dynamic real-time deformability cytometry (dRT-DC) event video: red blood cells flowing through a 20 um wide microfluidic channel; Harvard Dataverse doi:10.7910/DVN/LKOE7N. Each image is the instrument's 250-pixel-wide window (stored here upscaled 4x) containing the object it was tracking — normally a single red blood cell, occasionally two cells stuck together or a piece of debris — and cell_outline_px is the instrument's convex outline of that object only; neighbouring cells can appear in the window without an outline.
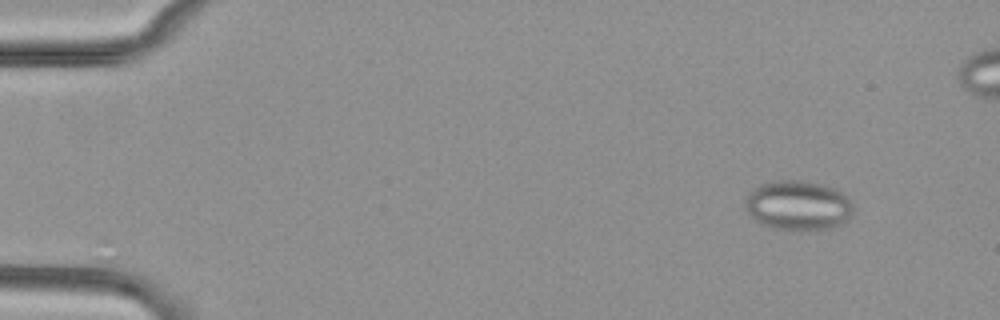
{"species": "common noctule bat (a hibernating species)", "species_latin": "Nyctalus noctula", "temperature_condition": "cold", "stored_images_in_passage": 49, "camera_frame_rate_fps": 3000, "um_per_image_px": 0.085, "animal": {"sex": "female", "body_mass_g": 29.2, "forearm_length_mm": 56.3}, "frame": {"image": 1, "passage_image": 2, "time_ms": 0.333, "image_size_px": [1000, 320], "cell_outline_px": [[852, 216], [848, 220], [832, 228], [816, 232], [772, 228], [760, 224], [748, 212], [744, 204], [748, 192], [752, 188], [760, 184], [772, 180], [800, 180], [820, 184], [836, 188], [852, 204]], "centroid_in_image_um": [67.82, 17.48], "position_along_channel_um": 17.2, "area_um2": 31.79}}
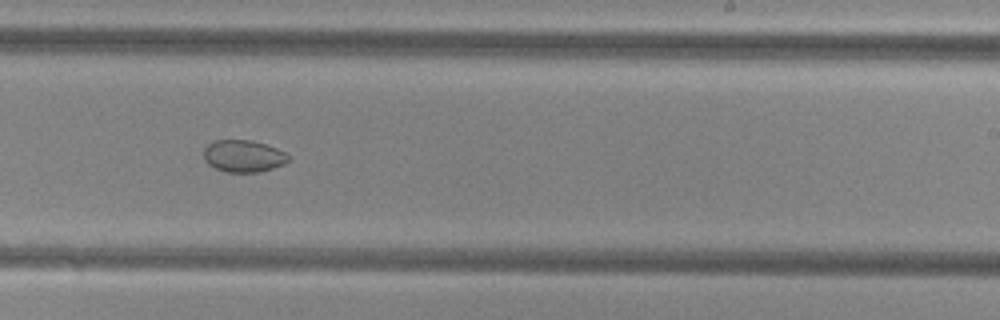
{"frame": {"image": 2, "passage_image": 31, "time_ms": 10.0, "image_size_px": [1000, 320], "cell_outline_px": [[288, 160], [284, 164], [260, 172], [228, 172], [216, 168], [208, 164], [204, 160], [204, 148], [208, 144], [216, 140], [252, 140], [276, 148], [284, 152], [288, 156]], "centroid_in_image_um": [20.67, 13.26], "position_along_channel_um": 268.3, "area_um2": 15.66}}
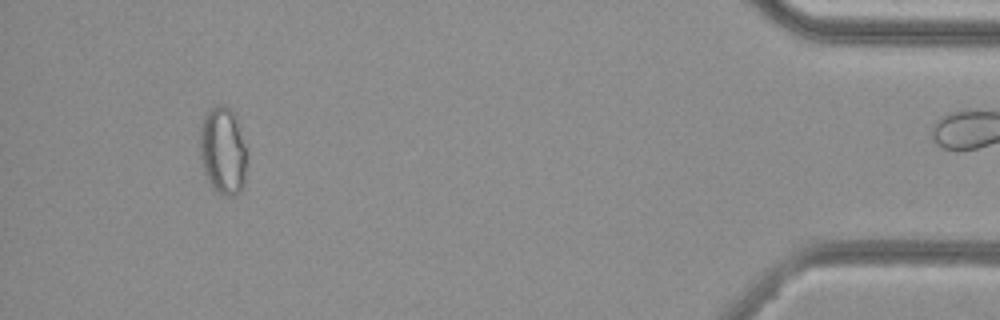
{"frame": {"image": 3, "passage_image": 48, "time_ms": 15.667, "image_size_px": [1000, 320], "cell_outline_px": [[244, 184], [240, 192], [232, 196], [220, 196], [212, 188], [204, 172], [200, 160], [200, 124], [208, 108], [216, 104], [224, 104], [236, 116], [244, 144]], "centroid_in_image_um": [18.9, 12.81], "position_along_channel_um": 416.3, "area_um2": 24.04}}